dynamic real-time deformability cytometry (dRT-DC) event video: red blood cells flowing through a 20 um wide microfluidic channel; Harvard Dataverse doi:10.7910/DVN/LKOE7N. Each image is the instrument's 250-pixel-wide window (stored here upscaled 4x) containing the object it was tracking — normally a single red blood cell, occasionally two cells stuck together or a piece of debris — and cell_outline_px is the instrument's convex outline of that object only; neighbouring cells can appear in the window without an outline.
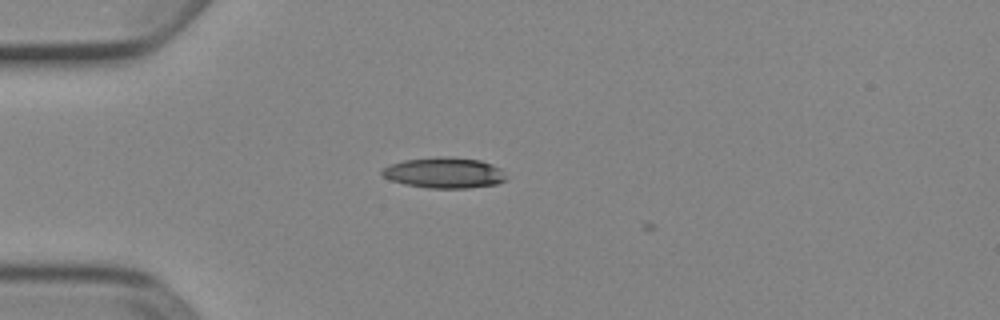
{"species": "Egyptian fruit bat (a non-hibernating species)", "species_latin": "Rousettus aegyptiacus", "temperature_condition": "cold", "stored_images_in_passage": 13, "camera_frame_rate_fps": 3000, "um_per_image_px": 0.085, "animal": {"sex": "female"}, "frame": {"image": 1, "passage_image": 12, "time_ms": 3.667, "image_size_px": [1000, 320], "cell_outline_px": [[508, 180], [496, 184], [468, 188], [428, 188], [404, 184], [392, 180], [384, 176], [380, 172], [388, 164], [404, 160], [436, 156], [448, 156], [480, 160], [492, 164], [500, 168]], "centroid_in_image_um": [37.77, 14.68], "position_along_channel_um": 47.2, "area_um2": 22.37}}